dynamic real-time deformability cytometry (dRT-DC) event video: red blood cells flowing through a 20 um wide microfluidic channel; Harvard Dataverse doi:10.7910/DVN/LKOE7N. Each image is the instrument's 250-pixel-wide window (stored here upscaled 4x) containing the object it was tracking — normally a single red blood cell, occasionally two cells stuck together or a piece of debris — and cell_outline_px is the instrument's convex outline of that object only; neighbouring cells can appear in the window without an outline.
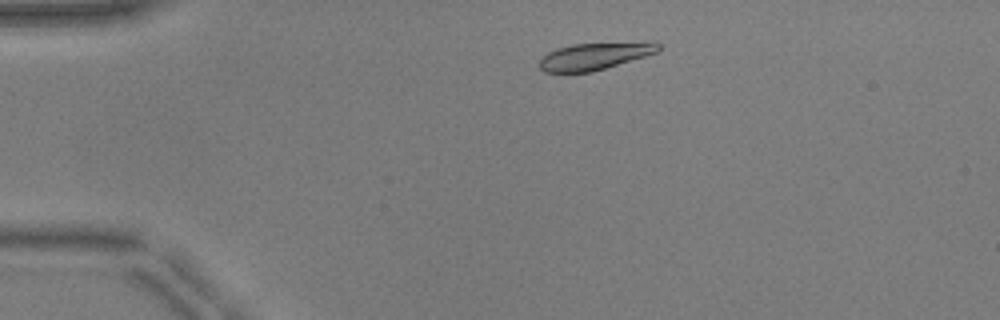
{"species": "common noctule bat (a hibernating species)", "species_latin": "Nyctalus noctula", "temperature_condition": "warm", "stored_images_in_passage": 36, "camera_frame_rate_fps": 3000, "um_per_image_px": 0.085, "animal": {"sex": "male", "body_mass_g": 17.9, "forearm_length_mm": 54.2}, "frame": {"image": 1, "passage_image": 5, "time_ms": 1.333, "image_size_px": [1000, 320], "cell_outline_px": [[660, 48], [656, 52], [644, 56], [592, 72], [544, 72], [540, 68], [540, 60], [548, 52], [556, 48], [572, 44], [652, 40], [656, 40], [660, 44]], "centroid_in_image_um": [50.61, 4.73], "position_along_channel_um": 34.4, "area_um2": 19.07}}
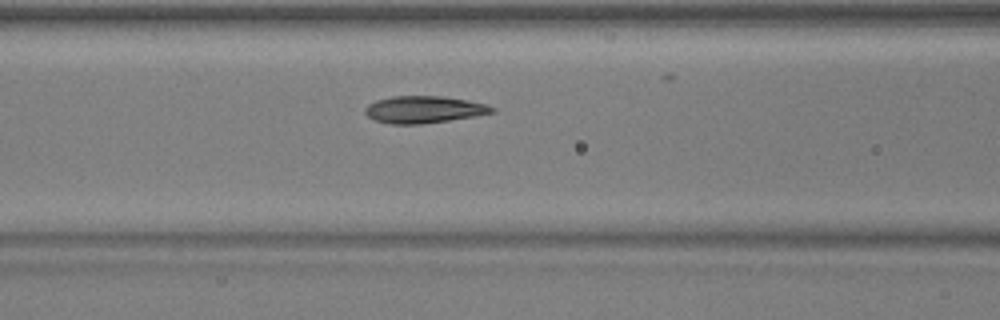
{"frame": {"image": 2, "passage_image": 16, "time_ms": 5.0, "image_size_px": [1000, 320], "cell_outline_px": [[496, 112], [476, 116], [420, 124], [388, 124], [376, 120], [368, 116], [364, 112], [364, 108], [368, 104], [376, 100], [392, 96], [444, 96], [468, 100], [488, 104], [496, 108]], "centroid_in_image_um": [36.05, 9.3], "position_along_channel_um": 130.5, "area_um2": 20.17}}
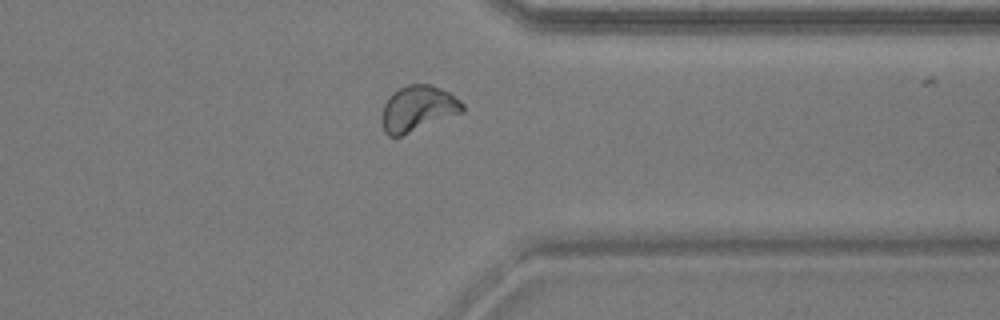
{"frame": {"image": 3, "passage_image": 35, "time_ms": 11.333, "image_size_px": [1000, 320], "cell_outline_px": [[464, 112], [400, 136], [388, 136], [384, 132], [380, 120], [384, 104], [400, 88], [408, 84], [428, 84], [440, 88], [448, 92], [460, 100], [464, 104]], "centroid_in_image_um": [35.52, 9.24], "position_along_channel_um": 375.9, "area_um2": 21.27}}